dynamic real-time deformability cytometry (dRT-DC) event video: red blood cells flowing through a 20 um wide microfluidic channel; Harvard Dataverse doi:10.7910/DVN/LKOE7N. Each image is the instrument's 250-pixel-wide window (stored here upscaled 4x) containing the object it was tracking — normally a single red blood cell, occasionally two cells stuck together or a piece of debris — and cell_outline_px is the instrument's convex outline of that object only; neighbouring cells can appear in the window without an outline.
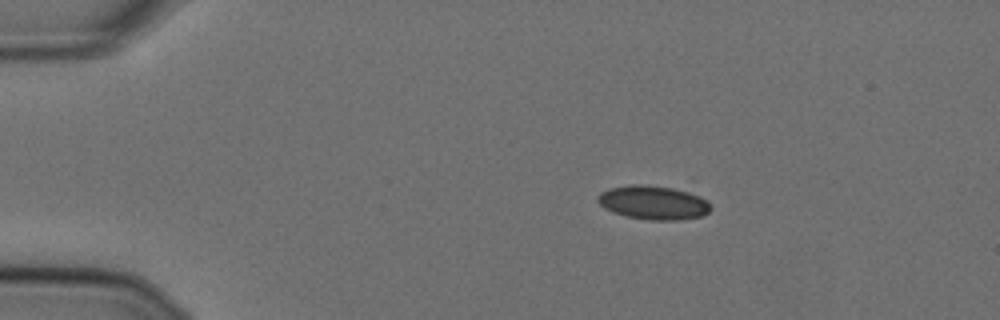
{"species": "Egyptian fruit bat (a non-hibernating species)", "species_latin": "Rousettus aegyptiacus", "temperature_condition": "cold", "stored_images_in_passage": 47, "camera_frame_rate_fps": 3000, "um_per_image_px": 0.085, "animal": {"sex": "female"}, "frame": {"image": 1, "passage_image": 1, "time_ms": 0.0, "image_size_px": [1000, 320], "cell_outline_px": [[712, 208], [708, 212], [700, 216], [680, 220], [652, 220], [628, 216], [612, 212], [604, 208], [596, 200], [596, 196], [600, 192], [608, 188], [632, 184], [644, 184], [672, 188], [688, 192], [700, 196], [708, 200]], "centroid_in_image_um": [55.51, 17.21], "position_along_channel_um": 29.5, "area_um2": 22.37}}
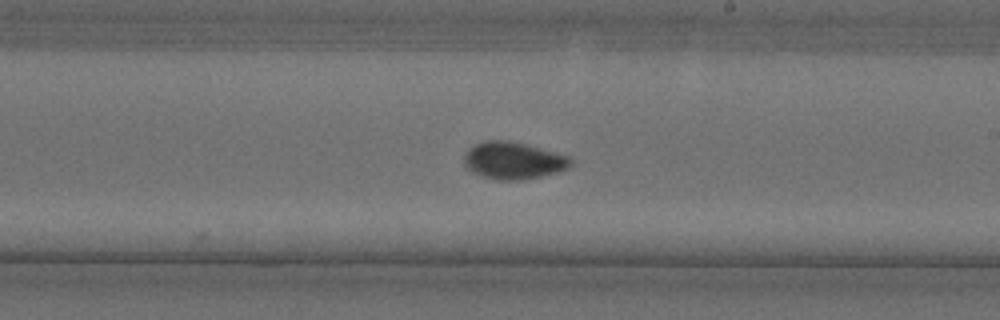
{"frame": {"image": 2, "passage_image": 24, "time_ms": 7.667, "image_size_px": [1000, 320], "cell_outline_px": [[572, 164], [568, 168], [560, 172], [520, 180], [496, 180], [472, 172], [464, 164], [464, 156], [468, 148], [484, 140], [508, 140], [572, 156]], "centroid_in_image_um": [43.66, 13.64], "position_along_channel_um": 245.3, "area_um2": 23.18}}
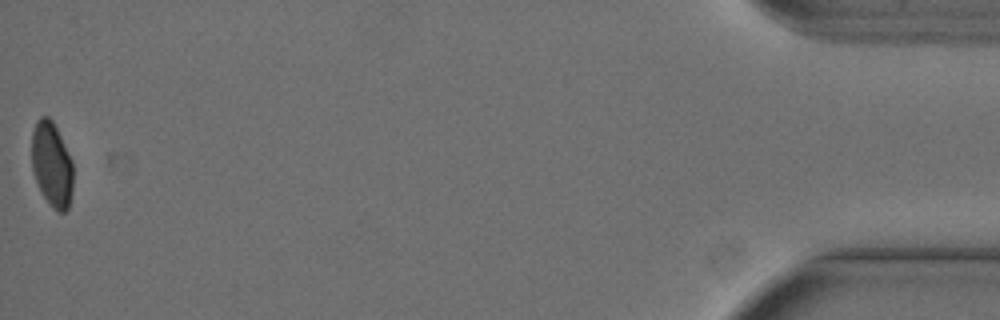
{"frame": {"image": 3, "passage_image": 47, "time_ms": 15.333, "image_size_px": [1000, 320], "cell_outline_px": [[72, 192], [68, 208], [64, 212], [56, 212], [52, 208], [44, 196], [32, 172], [32, 132], [36, 120], [40, 116], [48, 116], [52, 120], [72, 160]], "centroid_in_image_um": [4.39, 13.97], "position_along_channel_um": 430.8, "area_um2": 20.4}}